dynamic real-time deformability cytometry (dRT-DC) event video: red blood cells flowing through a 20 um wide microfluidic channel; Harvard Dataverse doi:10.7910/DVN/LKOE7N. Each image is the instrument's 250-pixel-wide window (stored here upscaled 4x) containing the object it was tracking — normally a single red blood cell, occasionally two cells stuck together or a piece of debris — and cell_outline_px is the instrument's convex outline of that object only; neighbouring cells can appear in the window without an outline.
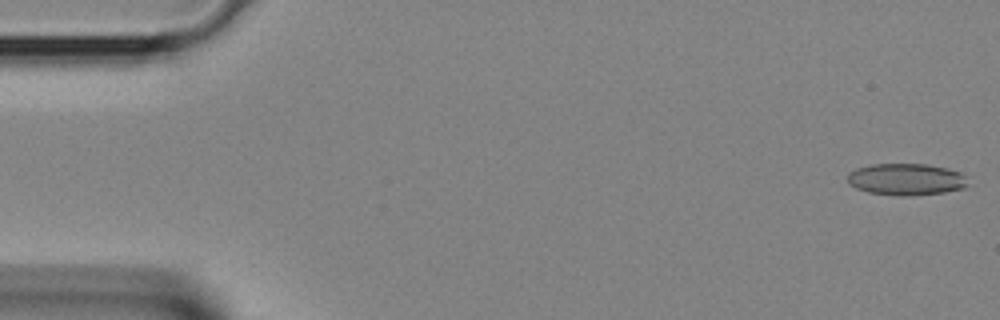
{"species": "Egyptian fruit bat (a non-hibernating species)", "species_latin": "Rousettus aegyptiacus", "temperature_condition": "room temperature", "stored_images_in_passage": 14, "camera_frame_rate_fps": 3000, "um_per_image_px": 0.085, "animal": {"sex": "female"}, "frame": {"image": 1, "passage_image": 1, "time_ms": 0.0, "image_size_px": [1000, 320], "cell_outline_px": [[968, 184], [964, 188], [944, 192], [912, 196], [900, 196], [868, 192], [856, 188], [848, 184], [848, 172], [856, 168], [868, 164], [928, 164], [948, 168], [960, 172], [964, 176]], "centroid_in_image_um": [77.0, 15.24], "position_along_channel_um": 8.0, "area_um2": 22.48}}
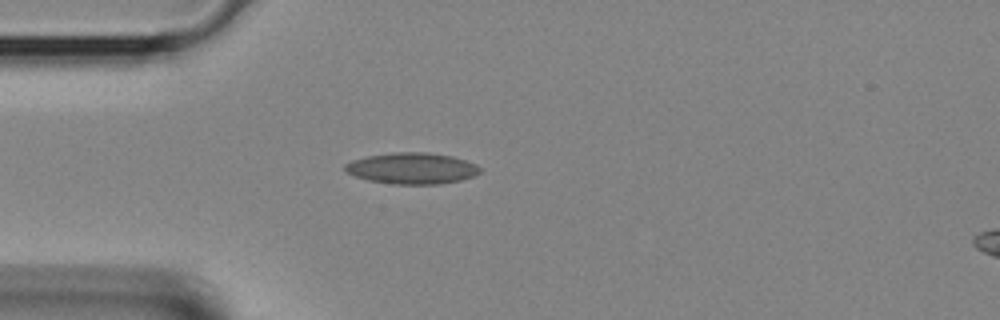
{"frame": {"image": 2, "passage_image": 10, "time_ms": 3.0, "image_size_px": [1000, 320], "cell_outline_px": [[480, 172], [472, 176], [460, 180], [440, 184], [392, 184], [368, 180], [356, 176], [348, 172], [344, 168], [344, 164], [352, 160], [368, 156], [392, 152], [428, 152], [452, 156], [476, 164], [480, 168]], "centroid_in_image_um": [35.01, 14.3], "position_along_channel_um": 50.0, "area_um2": 24.45}}
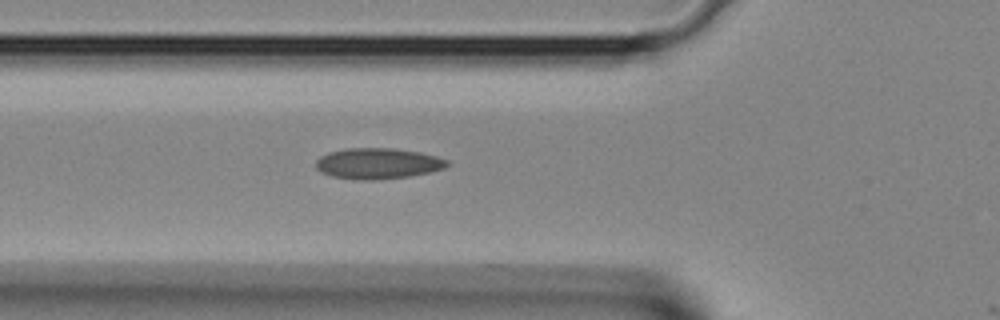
{"frame": {"image": 3, "passage_image": 13, "time_ms": 4.0, "image_size_px": [1000, 320], "cell_outline_px": [[452, 164], [444, 168], [428, 172], [408, 176], [372, 180], [364, 180], [332, 176], [320, 172], [316, 168], [316, 160], [320, 156], [328, 152], [348, 148], [392, 148], [420, 152], [436, 156], [448, 160]], "centroid_in_image_um": [32.11, 13.88], "position_along_channel_um": 93.7, "area_um2": 23.52}}